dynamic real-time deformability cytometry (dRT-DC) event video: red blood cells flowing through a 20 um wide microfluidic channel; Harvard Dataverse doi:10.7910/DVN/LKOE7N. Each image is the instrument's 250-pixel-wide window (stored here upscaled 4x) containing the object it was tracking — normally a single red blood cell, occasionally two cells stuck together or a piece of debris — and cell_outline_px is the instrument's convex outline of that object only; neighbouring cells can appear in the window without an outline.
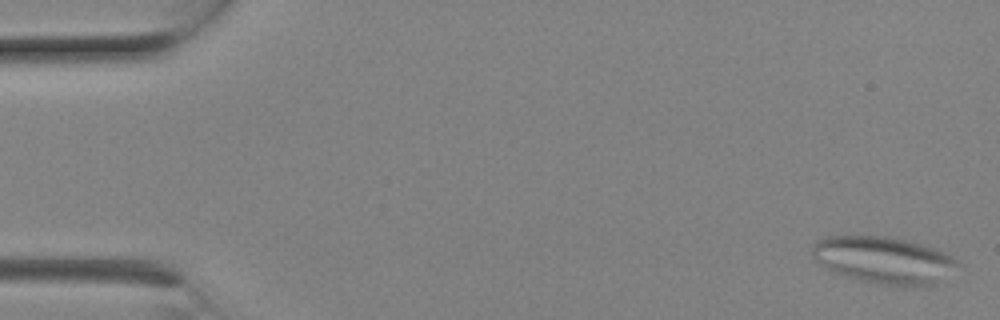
{"species": "Egyptian fruit bat (a non-hibernating species)", "species_latin": "Rousettus aegyptiacus", "temperature_condition": "room temperature", "stored_images_in_passage": 9, "camera_frame_rate_fps": 3000, "um_per_image_px": 0.085, "animal": {"sex": "female"}, "frame": {"image": 1, "passage_image": 1, "time_ms": 0.0, "image_size_px": [1000, 320], "cell_outline_px": [[956, 264], [936, 284], [884, 284], [864, 280], [848, 276], [836, 272], [828, 268], [816, 260], [812, 256], [812, 244], [816, 240], [824, 236], [888, 236], [936, 248], [952, 256], [956, 260]], "centroid_in_image_um": [75.05, 22.05], "position_along_channel_um": 10.0, "area_um2": 38.49}}
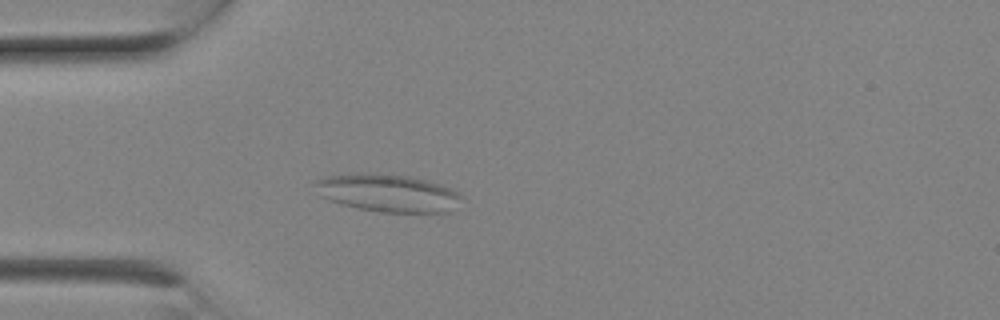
{"frame": {"image": 2, "passage_image": 6, "time_ms": 1.667, "image_size_px": [1000, 320], "cell_outline_px": [[464, 196], [448, 212], [380, 212], [340, 204], [320, 196], [312, 184], [312, 180], [324, 176], [356, 172], [392, 172], [428, 180], [452, 188], [460, 192]], "centroid_in_image_um": [32.91, 16.35], "position_along_channel_um": 52.1, "area_um2": 33.06}}